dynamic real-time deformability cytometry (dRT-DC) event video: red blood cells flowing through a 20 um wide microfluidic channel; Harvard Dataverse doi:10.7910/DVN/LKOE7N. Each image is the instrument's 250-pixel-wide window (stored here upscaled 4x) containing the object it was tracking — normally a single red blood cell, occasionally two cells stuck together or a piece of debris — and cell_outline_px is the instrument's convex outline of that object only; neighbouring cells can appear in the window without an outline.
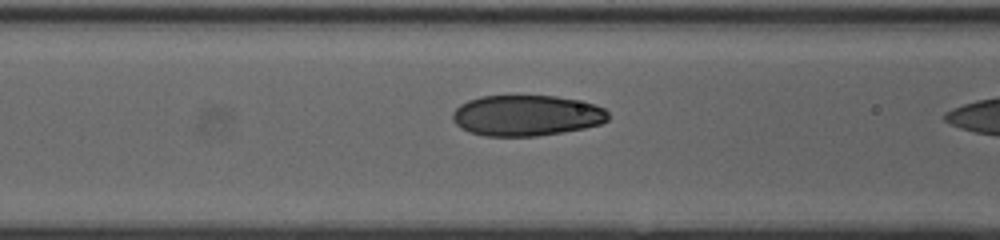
{"species": "human", "species_latin": "Homo sapiens", "temperature_condition": "cold", "stored_images_in_passage": 20, "camera_frame_rate_fps": 3000, "um_per_image_px": 0.085, "donor": {"sex": "female"}, "frame": {"image": 1, "passage_image": 19, "time_ms": 6.0, "image_size_px": [1000, 240], "cell_outline_px": [[608, 120], [600, 124], [584, 128], [536, 136], [484, 136], [468, 132], [460, 128], [452, 120], [452, 112], [460, 104], [468, 100], [480, 96], [556, 96], [576, 100], [592, 104], [604, 108], [608, 112]], "centroid_in_image_um": [44.7, 9.82], "position_along_channel_um": 121.9, "area_um2": 36.99}}